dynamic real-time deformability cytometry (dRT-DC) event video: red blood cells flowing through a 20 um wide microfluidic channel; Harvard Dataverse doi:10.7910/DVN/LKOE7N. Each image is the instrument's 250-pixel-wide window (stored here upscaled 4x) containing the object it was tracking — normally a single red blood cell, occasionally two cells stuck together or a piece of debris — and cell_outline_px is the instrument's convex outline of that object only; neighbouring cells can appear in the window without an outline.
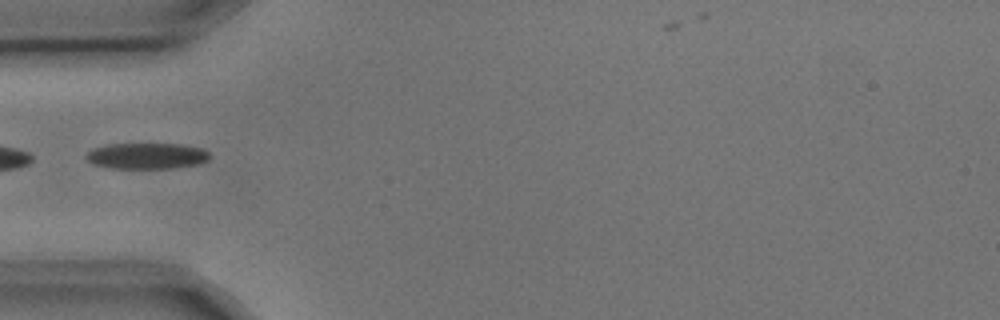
{"species": "common noctule bat (a hibernating species)", "species_latin": "Nyctalus noctula", "temperature_condition": "cold", "stored_images_in_passage": 7, "segment_of_instrument_passage": [2, 2], "camera_frame_rate_fps": 3000, "um_per_image_px": 0.085, "animal": {"sex": "male", "body_mass_g": 17.9, "forearm_length_mm": 54.2}, "frame": {"image": 1, "passage_image": 3, "time_ms": 0.667, "image_size_px": [1000, 320], "cell_outline_px": [[208, 160], [200, 164], [172, 168], [112, 168], [92, 164], [84, 156], [92, 148], [108, 144], [180, 144], [204, 148], [208, 152]], "centroid_in_image_um": [12.47, 13.25], "position_along_channel_um": 72.5, "area_um2": 18.79}}
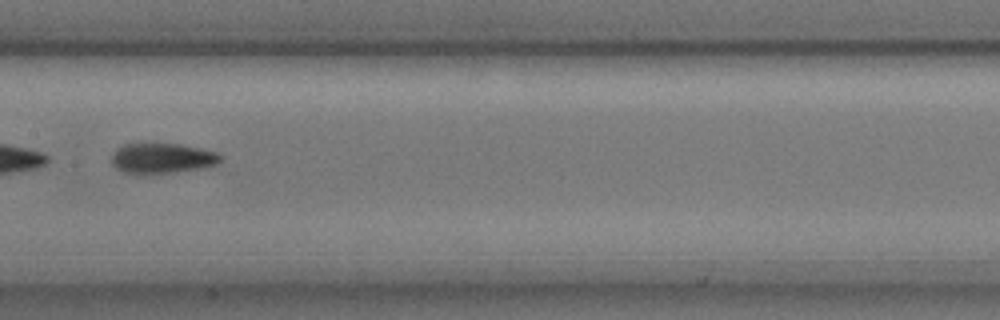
{"frame": {"image": 2, "passage_image": 6, "time_ms": 1.667, "image_size_px": [1000, 320], "cell_outline_px": [[224, 160], [208, 168], [144, 176], [136, 176], [120, 172], [112, 164], [112, 156], [116, 148], [124, 144], [180, 144], [220, 152], [224, 156]], "centroid_in_image_um": [13.82, 13.5], "position_along_channel_um": 193.6, "area_um2": 20.17}}
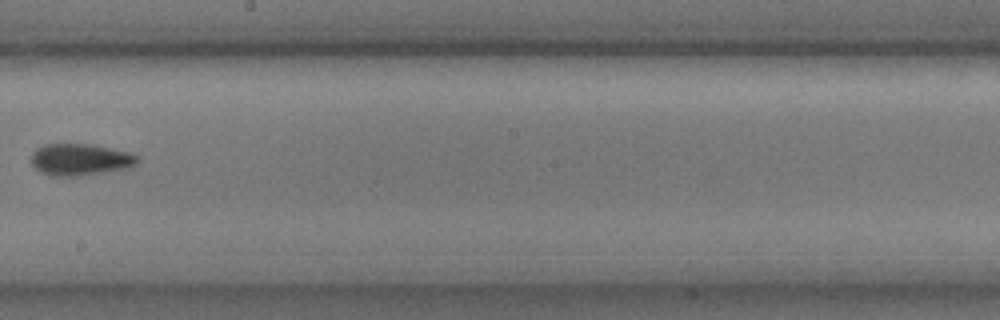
{"frame": {"image": 3, "passage_image": 7, "time_ms": 2.0, "image_size_px": [1000, 320], "cell_outline_px": [[140, 160], [136, 164], [128, 168], [76, 176], [52, 176], [40, 172], [32, 164], [32, 152], [36, 148], [44, 144], [92, 144], [112, 148], [128, 152], [140, 156]], "centroid_in_image_um": [6.83, 13.55], "position_along_channel_um": 241.4, "area_um2": 19.71}}